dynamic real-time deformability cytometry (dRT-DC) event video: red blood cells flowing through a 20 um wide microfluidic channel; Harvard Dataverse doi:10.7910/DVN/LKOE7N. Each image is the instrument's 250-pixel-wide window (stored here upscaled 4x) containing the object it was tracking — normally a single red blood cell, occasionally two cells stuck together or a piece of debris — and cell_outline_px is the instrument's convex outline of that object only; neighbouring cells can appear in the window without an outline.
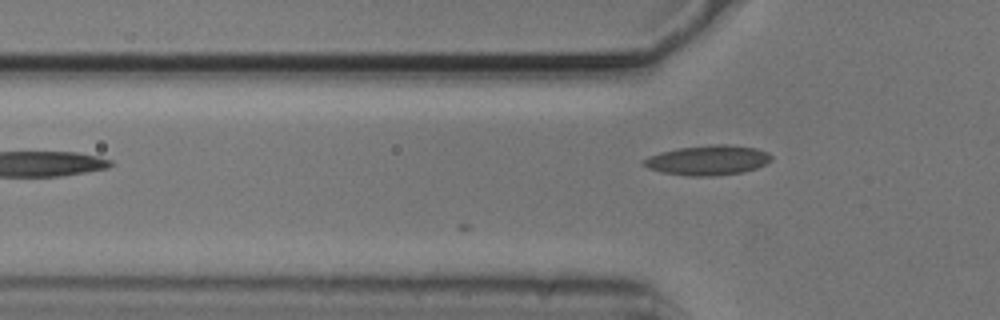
{"species": "common noctule bat (a hibernating species)", "species_latin": "Nyctalus noctula", "temperature_condition": "cold", "stored_images_in_passage": 2, "camera_frame_rate_fps": 3000, "um_per_image_px": 0.085, "animal": {"sex": "male", "body_mass_g": 20.5, "forearm_length_mm": 52.5}, "frame": {"image": 1, "passage_image": 2, "time_ms": 0.333, "image_size_px": [1000, 320], "cell_outline_px": [[772, 160], [756, 168], [744, 172], [712, 176], [688, 176], [660, 172], [648, 168], [640, 164], [648, 156], [660, 152], [676, 148], [712, 144], [728, 144], [756, 148], [768, 152], [772, 156]], "centroid_in_image_um": [60.14, 13.61], "position_along_channel_um": 65.7, "area_um2": 22.43}}